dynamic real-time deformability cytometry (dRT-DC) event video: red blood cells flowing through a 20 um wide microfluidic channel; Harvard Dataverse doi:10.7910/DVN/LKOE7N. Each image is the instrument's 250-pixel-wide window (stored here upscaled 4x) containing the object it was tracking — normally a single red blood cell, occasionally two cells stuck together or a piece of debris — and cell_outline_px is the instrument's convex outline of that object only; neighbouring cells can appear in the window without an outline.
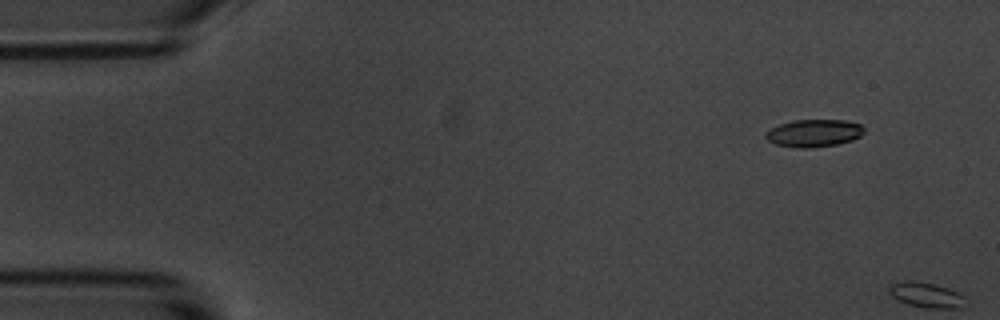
{"species": "common noctule bat (a hibernating species)", "species_latin": "Nyctalus noctula", "temperature_condition": "room temperature", "stored_images_in_passage": 3, "camera_frame_rate_fps": 3000, "um_per_image_px": 0.085, "animal": {"sex": "male", "body_mass_g": 20.1, "forearm_length_mm": 53.5}, "frame": {"image": 1, "passage_image": 2, "time_ms": 1.333, "image_size_px": [1000, 320], "cell_outline_px": [[864, 132], [860, 136], [852, 140], [836, 144], [808, 148], [800, 148], [776, 144], [768, 140], [764, 136], [764, 132], [780, 124], [792, 120], [844, 120], [860, 124], [864, 128]], "centroid_in_image_um": [69.17, 11.31], "position_along_channel_um": 15.8, "area_um2": 15.66}}